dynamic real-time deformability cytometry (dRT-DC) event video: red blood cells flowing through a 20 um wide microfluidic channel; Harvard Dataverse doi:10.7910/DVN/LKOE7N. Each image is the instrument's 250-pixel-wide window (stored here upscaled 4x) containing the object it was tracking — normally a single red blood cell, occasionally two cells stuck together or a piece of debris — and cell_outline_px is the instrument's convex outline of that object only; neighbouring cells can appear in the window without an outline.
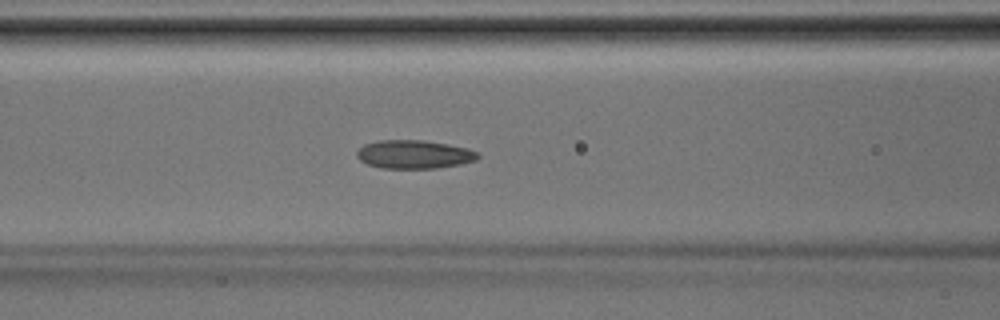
{"species": "Egyptian fruit bat (a non-hibernating species)", "species_latin": "Rousettus aegyptiacus", "temperature_condition": "room temperature", "stored_images_in_passage": 41, "camera_frame_rate_fps": 3000, "um_per_image_px": 0.085, "animal": {"sex": "male"}, "frame": {"image": 1, "passage_image": 17, "time_ms": 5.333, "image_size_px": [1000, 320], "cell_outline_px": [[480, 156], [476, 160], [460, 164], [436, 168], [380, 168], [368, 164], [360, 160], [356, 156], [356, 152], [364, 144], [376, 140], [424, 140], [448, 144], [468, 148], [476, 152]], "centroid_in_image_um": [35.18, 13.11], "position_along_channel_um": 131.4, "area_um2": 20.11}}
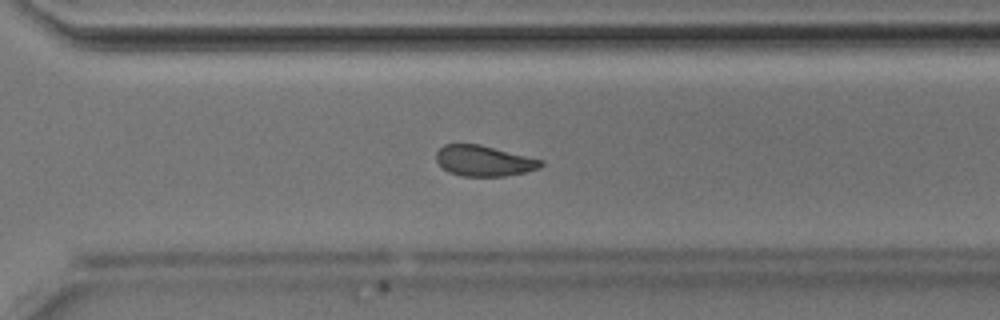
{"frame": {"image": 2, "passage_image": 29, "time_ms": 9.333, "image_size_px": [1000, 320], "cell_outline_px": [[544, 164], [540, 168], [524, 172], [504, 176], [460, 176], [448, 172], [436, 160], [436, 152], [444, 144], [480, 144], [544, 160]], "centroid_in_image_um": [41.14, 13.67], "position_along_channel_um": 329.5, "area_um2": 18.73}}
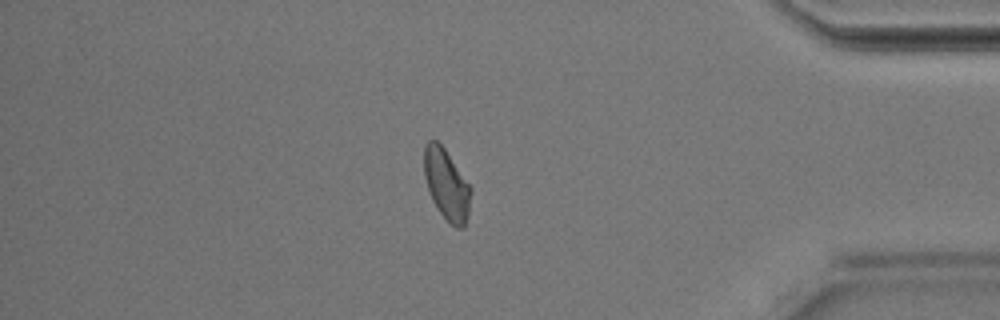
{"frame": {"image": 3, "passage_image": 35, "time_ms": 11.333, "image_size_px": [1000, 320], "cell_outline_px": [[472, 192], [468, 216], [464, 228], [456, 228], [436, 208], [432, 200], [424, 176], [424, 144], [428, 140], [436, 140], [444, 148], [472, 188]], "centroid_in_image_um": [37.96, 15.68], "position_along_channel_um": 397.2, "area_um2": 19.25}}